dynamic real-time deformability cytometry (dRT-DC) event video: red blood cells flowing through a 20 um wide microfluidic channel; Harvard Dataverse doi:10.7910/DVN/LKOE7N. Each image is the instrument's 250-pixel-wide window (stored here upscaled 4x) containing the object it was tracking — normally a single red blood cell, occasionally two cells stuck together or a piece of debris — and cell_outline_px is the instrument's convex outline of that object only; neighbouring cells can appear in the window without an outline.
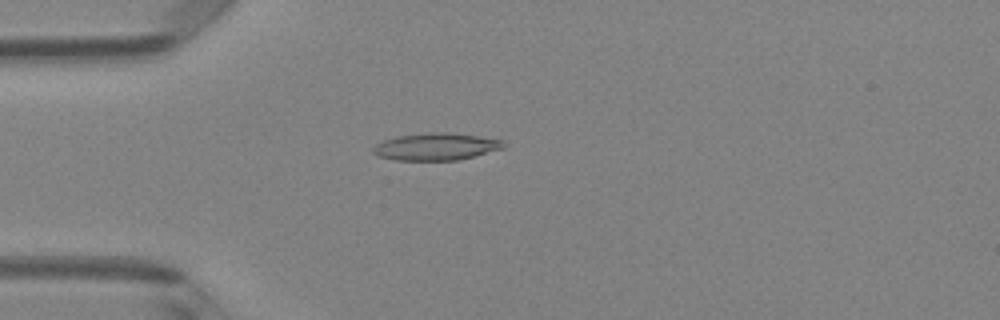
{"species": "Egyptian fruit bat (a non-hibernating species)", "species_latin": "Rousettus aegyptiacus", "temperature_condition": "room temperature", "stored_images_in_passage": 4, "camera_frame_rate_fps": 3000, "um_per_image_px": 0.085, "animal": {"sex": "female"}, "frame": {"image": 1, "passage_image": 4, "time_ms": 1.0, "image_size_px": [1000, 320], "cell_outline_px": [[504, 148], [456, 160], [396, 160], [380, 156], [372, 152], [372, 148], [376, 144], [384, 140], [396, 136], [432, 132], [448, 132], [504, 140]], "centroid_in_image_um": [37.04, 12.46], "position_along_channel_um": 48.0, "area_um2": 20.4}}